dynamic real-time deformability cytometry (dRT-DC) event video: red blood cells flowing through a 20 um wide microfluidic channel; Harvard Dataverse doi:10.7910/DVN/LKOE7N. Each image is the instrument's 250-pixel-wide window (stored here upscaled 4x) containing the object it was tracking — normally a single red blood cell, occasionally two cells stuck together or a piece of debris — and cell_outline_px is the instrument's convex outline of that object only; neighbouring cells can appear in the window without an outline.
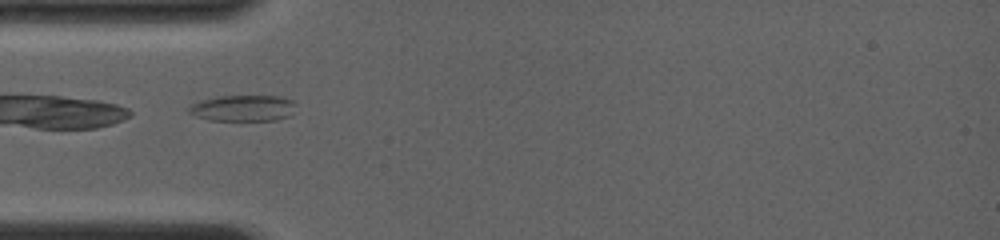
{"species": "common noctule bat (a hibernating species)", "species_latin": "Nyctalus noctula", "temperature_condition": "room temperature", "stored_images_in_passage": 19, "camera_frame_rate_fps": 4000, "um_per_image_px": 0.085, "animal": {"sex": "female", "body_mass_g": 19.0, "forearm_length_mm": 56.7}, "frame": {"image": 1, "passage_image": 1, "time_ms": 0.0, "image_size_px": [1000, 240], "cell_outline_px": [[296, 104], [292, 116], [276, 120], [208, 120], [196, 116], [188, 112], [188, 108], [192, 104], [200, 100], [220, 96], [280, 96], [292, 100]], "centroid_in_image_um": [20.69, 9.19], "position_along_channel_um": 64.3, "area_um2": 16.42}}
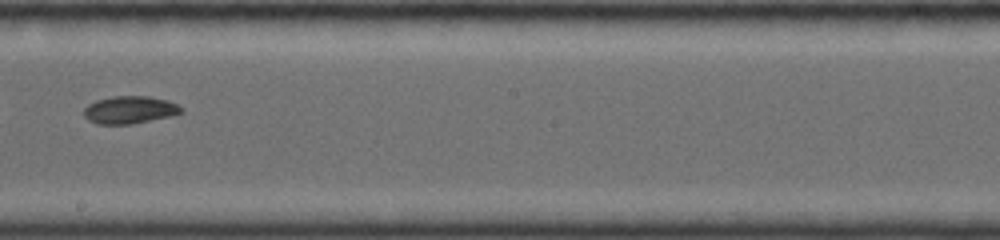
{"frame": {"image": 2, "passage_image": 10, "time_ms": 4.25, "image_size_px": [1000, 240], "cell_outline_px": [[184, 112], [168, 116], [128, 124], [96, 124], [88, 120], [84, 116], [84, 108], [88, 104], [96, 100], [112, 96], [148, 96], [168, 100], [184, 108]], "centroid_in_image_um": [11.0, 9.32], "position_along_channel_um": 237.2, "area_um2": 15.55}}
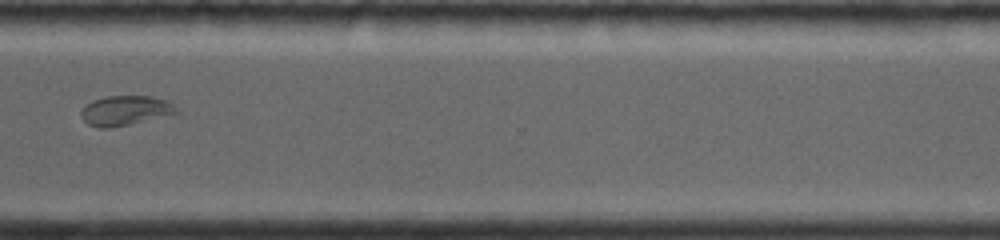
{"frame": {"image": 3, "passage_image": 16, "time_ms": 7.25, "image_size_px": [1000, 240], "cell_outline_px": [[176, 112], [128, 124], [108, 128], [100, 128], [88, 124], [80, 116], [80, 112], [92, 100], [104, 96], [152, 96], [168, 100], [176, 108]], "centroid_in_image_um": [10.58, 9.37], "position_along_channel_um": 360.0, "area_um2": 16.07}, "authors_computed_cell_mechanics": {"area_um2": 16.0106, "velocity_mm_per_s": 4.078, "shape_relaxation_time_tau1_ms": null, "shape_relaxation_time_tau2_ms": 5.3545, "deformation_change_tau1": null, "deformation_change_tau2": 0.0847}}